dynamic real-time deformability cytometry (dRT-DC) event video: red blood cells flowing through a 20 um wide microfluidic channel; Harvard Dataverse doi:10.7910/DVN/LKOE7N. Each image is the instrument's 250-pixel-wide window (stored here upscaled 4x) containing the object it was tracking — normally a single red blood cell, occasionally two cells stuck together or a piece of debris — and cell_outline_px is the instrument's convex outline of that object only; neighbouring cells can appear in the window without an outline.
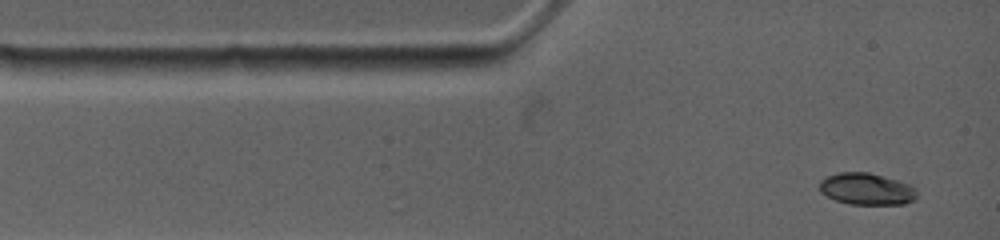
{"species": "common noctule bat (a hibernating species)", "species_latin": "Nyctalus noctula", "temperature_condition": "warm", "stored_images_in_passage": 3, "camera_frame_rate_fps": 4500, "um_per_image_px": 0.085, "animal": {"sex": "female", "body_mass_g": 19.0, "forearm_length_mm": 53.3}, "frame": {"image": 1, "passage_image": 1, "time_ms": 0.0, "image_size_px": [1000, 240], "cell_outline_px": [[916, 196], [912, 200], [904, 204], [852, 204], [836, 200], [820, 192], [820, 180], [824, 176], [836, 172], [868, 172], [896, 180], [908, 184], [916, 188]], "centroid_in_image_um": [73.62, 16.05], "position_along_channel_um": 11.4, "area_um2": 17.92}}
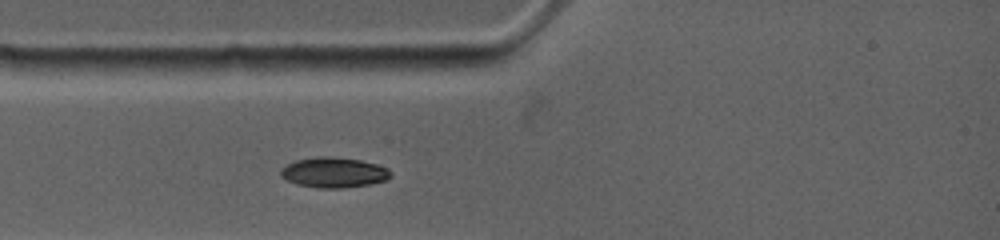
{"frame": {"image": 2, "passage_image": 3, "time_ms": 2.0, "image_size_px": [1000, 240], "cell_outline_px": [[392, 176], [384, 180], [368, 184], [344, 188], [316, 188], [296, 184], [280, 176], [280, 168], [296, 160], [316, 156], [332, 156], [360, 160], [376, 164], [388, 168], [392, 172]], "centroid_in_image_um": [28.35, 14.65], "position_along_channel_um": 56.6, "area_um2": 19.48}}